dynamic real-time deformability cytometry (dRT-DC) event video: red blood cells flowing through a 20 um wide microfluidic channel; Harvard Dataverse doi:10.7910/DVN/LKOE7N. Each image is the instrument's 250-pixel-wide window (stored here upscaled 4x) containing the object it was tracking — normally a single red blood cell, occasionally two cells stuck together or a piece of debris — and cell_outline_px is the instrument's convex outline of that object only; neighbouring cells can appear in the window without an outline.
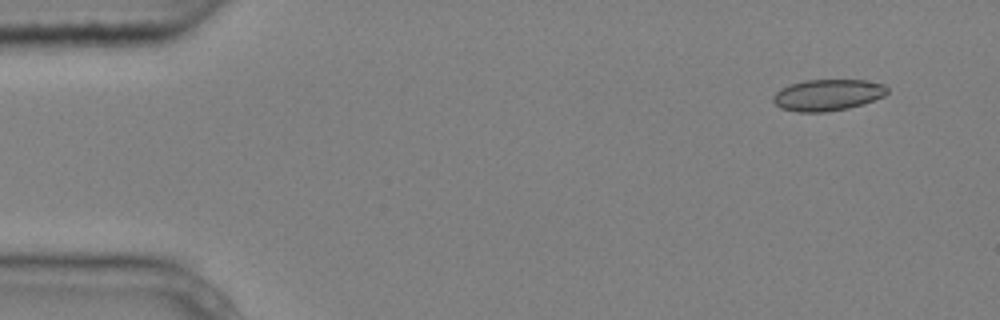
{"species": "common noctule bat (a hibernating species)", "species_latin": "Nyctalus noctula", "temperature_condition": "cold", "stored_images_in_passage": 3, "camera_frame_rate_fps": 3000, "um_per_image_px": 0.085, "animal": {"sex": "male", "body_mass_g": 20.4}, "frame": {"image": 1, "passage_image": 1, "time_ms": 0.0, "image_size_px": [1000, 320], "cell_outline_px": [[888, 92], [884, 96], [864, 104], [848, 108], [824, 112], [800, 112], [780, 108], [772, 100], [772, 96], [780, 88], [788, 84], [804, 80], [864, 80], [884, 84], [888, 88]], "centroid_in_image_um": [70.34, 8.07], "position_along_channel_um": 14.7, "area_um2": 21.04}}